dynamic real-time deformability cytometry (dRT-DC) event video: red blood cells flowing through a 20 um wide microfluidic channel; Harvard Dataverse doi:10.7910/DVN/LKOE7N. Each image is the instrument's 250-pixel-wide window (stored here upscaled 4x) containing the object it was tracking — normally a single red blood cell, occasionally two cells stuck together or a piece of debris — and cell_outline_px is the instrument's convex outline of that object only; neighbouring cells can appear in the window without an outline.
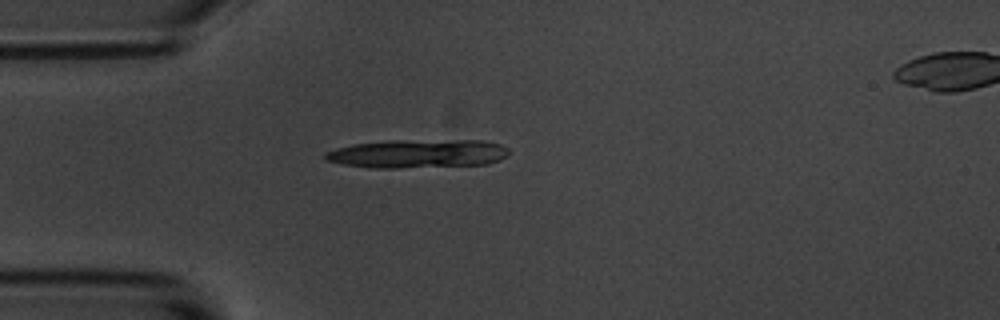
{"species": "common noctule bat (a hibernating species)", "species_latin": "Nyctalus noctula", "temperature_condition": "room temperature", "stored_images_in_passage": 41, "camera_frame_rate_fps": 3000, "um_per_image_px": 0.085, "animal": {"sex": "male", "body_mass_g": 20.1, "forearm_length_mm": 53.5}, "frame": {"image": 1, "passage_image": 1, "time_ms": 0.0, "image_size_px": [1000, 320], "cell_outline_px": [[508, 156], [500, 160], [484, 164], [400, 168], [372, 168], [344, 164], [328, 160], [324, 156], [324, 152], [336, 148], [352, 144], [388, 140], [484, 140], [500, 144], [508, 148]], "centroid_in_image_um": [35.52, 13.05], "position_along_channel_um": 49.5, "area_um2": 30.69}, "authors_computed_cell_mechanics": {"area_um2": 12.0224, "velocity_mm_per_s": 3.6554, "shape_relaxation_time_tau1_ms": 1.7872, "shape_relaxation_time_tau2_ms": null, "deformation_change_tau1": 0.0417, "deformation_change_tau2": null}}